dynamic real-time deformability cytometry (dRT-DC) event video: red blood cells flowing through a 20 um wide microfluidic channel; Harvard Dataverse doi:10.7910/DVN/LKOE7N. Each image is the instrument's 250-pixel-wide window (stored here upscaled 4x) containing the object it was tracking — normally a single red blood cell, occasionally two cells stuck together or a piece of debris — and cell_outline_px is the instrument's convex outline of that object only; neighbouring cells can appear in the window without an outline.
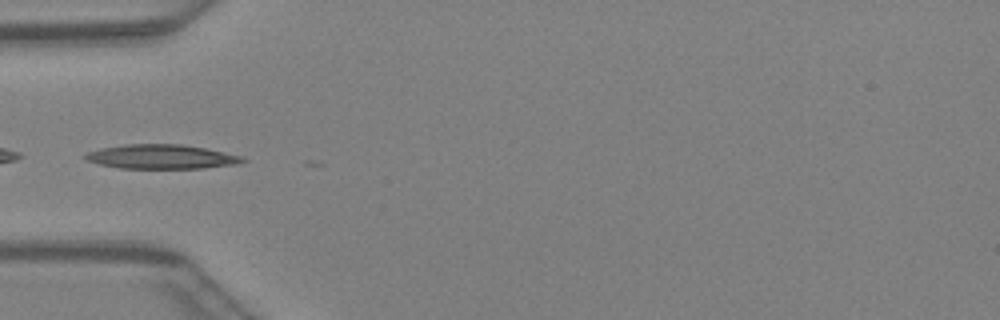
{"species": "Egyptian fruit bat (a non-hibernating species)", "species_latin": "Rousettus aegyptiacus", "temperature_condition": "warm", "stored_images_in_passage": 4, "camera_frame_rate_fps": 3000, "um_per_image_px": 0.085, "animal": {"sex": "female"}, "frame": {"image": 1, "passage_image": 1, "time_ms": 0.0, "image_size_px": [1000, 320], "cell_outline_px": [[248, 160], [236, 164], [204, 168], [120, 168], [100, 164], [88, 160], [84, 156], [88, 152], [100, 148], [124, 144], [180, 144], [204, 148], [240, 156]], "centroid_in_image_um": [13.71, 13.32], "position_along_channel_um": 71.3, "area_um2": 21.96}}